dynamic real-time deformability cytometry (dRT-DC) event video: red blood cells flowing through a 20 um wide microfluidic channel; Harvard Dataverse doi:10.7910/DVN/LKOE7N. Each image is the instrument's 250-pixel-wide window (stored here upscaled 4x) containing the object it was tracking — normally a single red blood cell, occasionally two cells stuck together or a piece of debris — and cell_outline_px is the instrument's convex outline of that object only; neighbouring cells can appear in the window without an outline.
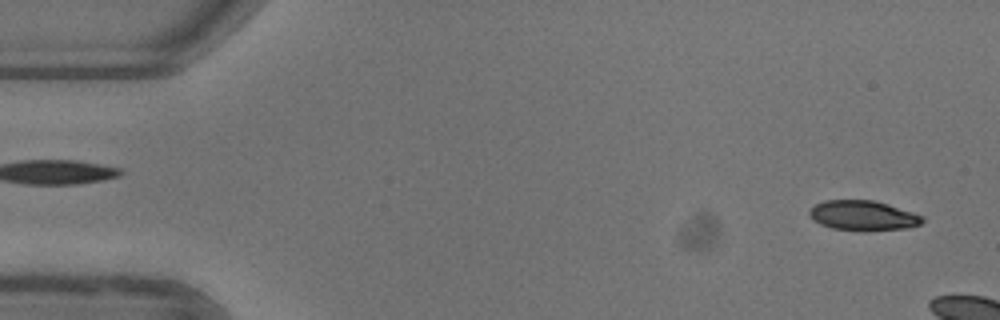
{"species": "common noctule bat (a hibernating species)", "species_latin": "Nyctalus noctula", "temperature_condition": "warm", "stored_images_in_passage": 8, "camera_frame_rate_fps": 3000, "um_per_image_px": 0.085, "animal": {"sex": "female"}, "frame": {"image": 1, "passage_image": 2, "time_ms": 0.333, "image_size_px": [1000, 320], "cell_outline_px": [[924, 220], [920, 224], [908, 228], [864, 232], [860, 232], [832, 228], [820, 224], [812, 220], [808, 216], [808, 212], [816, 204], [824, 200], [872, 200], [888, 204], [924, 216]], "centroid_in_image_um": [73.34, 18.34], "position_along_channel_um": 11.7, "area_um2": 20.06}}